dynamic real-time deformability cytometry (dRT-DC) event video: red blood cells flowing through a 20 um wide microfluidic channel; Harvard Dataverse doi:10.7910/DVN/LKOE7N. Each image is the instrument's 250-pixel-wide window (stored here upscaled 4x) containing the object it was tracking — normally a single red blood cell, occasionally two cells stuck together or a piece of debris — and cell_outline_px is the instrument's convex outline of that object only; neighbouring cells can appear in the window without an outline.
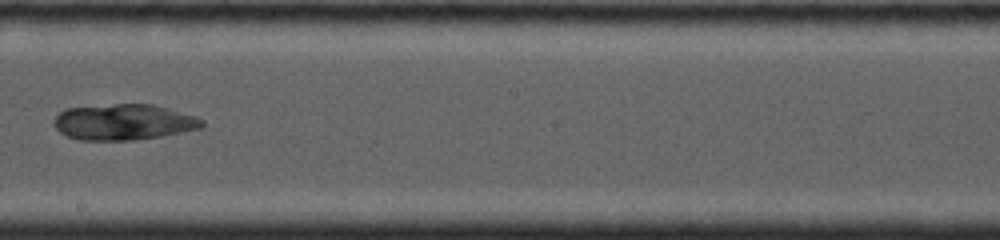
{"species": "common noctule bat (a hibernating species)", "species_latin": "Nyctalus noctula", "temperature_condition": "cold", "stored_images_in_passage": 16, "camera_frame_rate_fps": 4000, "um_per_image_px": 0.085, "animal": {"sex": "female", "body_mass_g": 19.0, "forearm_length_mm": 53.3}, "frame": {"image": 1, "passage_image": 9, "time_ms": 5.25, "image_size_px": [1000, 240], "cell_outline_px": [[204, 128], [160, 136], [132, 140], [80, 140], [64, 136], [52, 124], [56, 116], [60, 112], [68, 108], [116, 104], [152, 104], [196, 116], [204, 120]], "centroid_in_image_um": [10.51, 10.38], "position_along_channel_um": 237.7, "area_um2": 30.98}}